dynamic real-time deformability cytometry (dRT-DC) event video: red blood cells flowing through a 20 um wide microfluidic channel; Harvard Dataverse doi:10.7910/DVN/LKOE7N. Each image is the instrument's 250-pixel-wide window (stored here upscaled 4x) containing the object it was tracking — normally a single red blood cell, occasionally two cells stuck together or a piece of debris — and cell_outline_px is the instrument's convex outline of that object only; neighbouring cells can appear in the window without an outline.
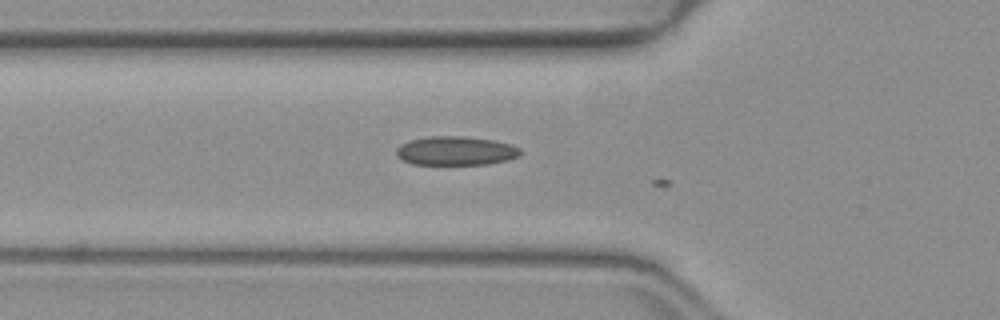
{"species": "common noctule bat (a hibernating species)", "species_latin": "Nyctalus noctula", "temperature_condition": "warm", "stored_images_in_passage": 13, "camera_frame_rate_fps": 3000, "um_per_image_px": 0.085, "animal": {"sex": "female", "body_mass_g": 19.3, "forearm_length_mm": 54.1}, "frame": {"image": 1, "passage_image": 11, "time_ms": 3.333, "image_size_px": [1000, 320], "cell_outline_px": [[524, 152], [520, 156], [508, 160], [488, 164], [412, 164], [396, 156], [396, 148], [400, 144], [408, 140], [428, 136], [464, 136], [492, 140], [508, 144], [520, 148]], "centroid_in_image_um": [38.73, 12.82], "position_along_channel_um": 87.1, "area_um2": 21.04}}